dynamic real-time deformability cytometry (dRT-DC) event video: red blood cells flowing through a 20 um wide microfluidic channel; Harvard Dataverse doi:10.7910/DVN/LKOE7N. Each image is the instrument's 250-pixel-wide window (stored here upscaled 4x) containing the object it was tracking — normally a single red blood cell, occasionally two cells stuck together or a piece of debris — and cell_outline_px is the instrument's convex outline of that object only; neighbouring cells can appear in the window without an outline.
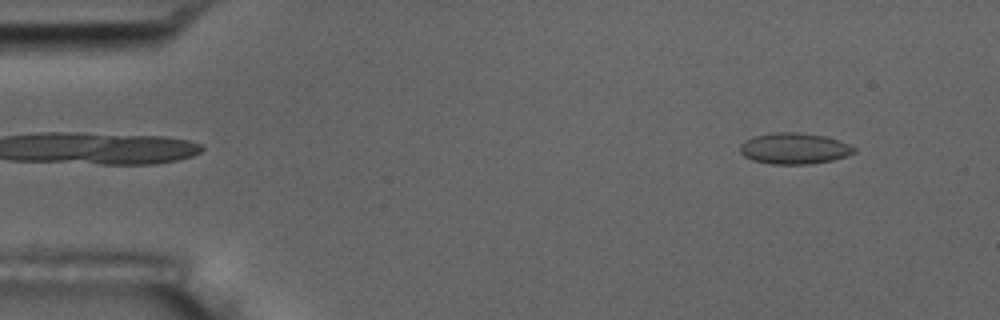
{"species": "common noctule bat (a hibernating species)", "species_latin": "Nyctalus noctula", "temperature_condition": "room temperature", "stored_images_in_passage": 55, "camera_frame_rate_fps": 3000, "um_per_image_px": 0.085, "animal": {"sex": "male", "body_mass_g": 17.5, "forearm_length_mm": 52.3}, "frame": {"image": 1, "passage_image": 5, "time_ms": 1.333, "image_size_px": [1000, 320], "cell_outline_px": [[856, 152], [832, 160], [808, 164], [772, 164], [752, 160], [744, 156], [740, 152], [740, 144], [744, 140], [752, 136], [772, 132], [796, 132], [824, 136], [840, 140], [856, 148]], "centroid_in_image_um": [67.47, 12.61], "position_along_channel_um": 17.5, "area_um2": 20.75}}
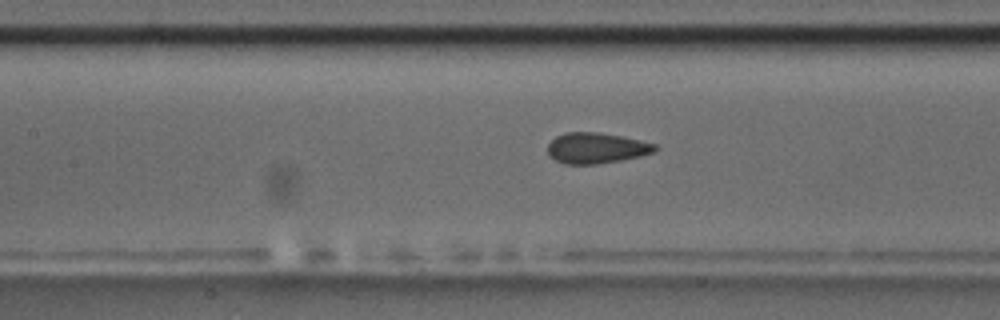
{"frame": {"image": 2, "passage_image": 24, "time_ms": 7.667, "image_size_px": [1000, 320], "cell_outline_px": [[660, 148], [656, 152], [640, 156], [620, 160], [596, 164], [564, 164], [548, 156], [548, 144], [556, 136], [564, 132], [600, 132], [620, 136], [656, 144]], "centroid_in_image_um": [50.69, 12.58], "position_along_channel_um": 156.7, "area_um2": 19.31}}
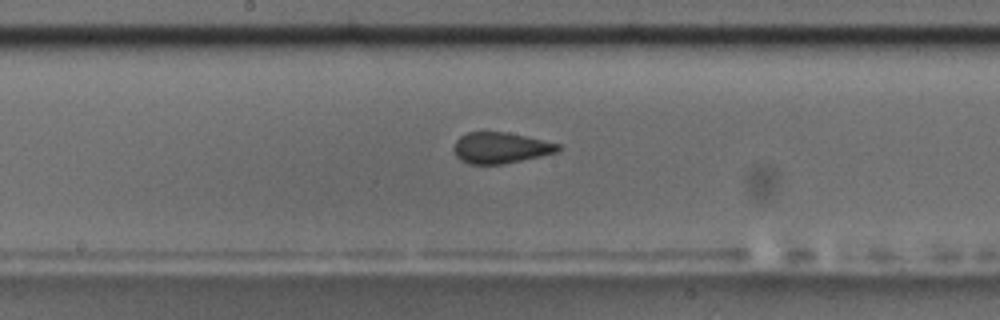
{"frame": {"image": 3, "passage_image": 28, "time_ms": 9.0, "image_size_px": [1000, 320], "cell_outline_px": [[560, 148], [556, 152], [540, 156], [504, 164], [468, 164], [460, 160], [452, 152], [452, 148], [456, 140], [460, 136], [468, 132], [504, 132], [524, 136], [560, 144]], "centroid_in_image_um": [42.48, 12.57], "position_along_channel_um": 205.7, "area_um2": 18.79}}